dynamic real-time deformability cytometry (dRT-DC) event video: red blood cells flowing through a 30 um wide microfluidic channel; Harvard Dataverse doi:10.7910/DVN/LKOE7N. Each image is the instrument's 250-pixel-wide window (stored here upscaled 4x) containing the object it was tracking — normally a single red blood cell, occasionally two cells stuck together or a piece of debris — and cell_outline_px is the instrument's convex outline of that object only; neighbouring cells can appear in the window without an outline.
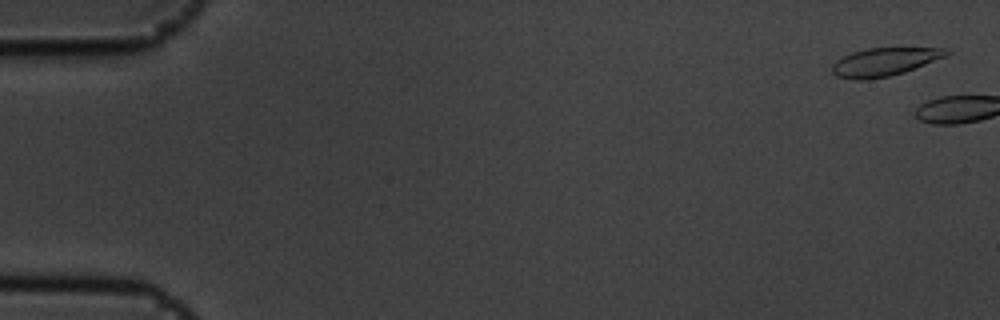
{"species": "common noctule bat (a hibernating species)", "species_latin": "Nyctalus noctula", "temperature_condition": "cold", "stored_images_in_passage": 3, "camera_frame_rate_fps": 3000, "um_per_image_px": 0.085, "animal": {"sex": "male", "body_mass_g": 19.5, "forearm_length_mm": 54.6}, "frame": {"image": 1, "passage_image": 1, "time_ms": 0.0, "image_size_px": [1000, 320], "cell_outline_px": [[952, 52], [948, 56], [904, 72], [888, 76], [860, 80], [856, 80], [836, 76], [832, 72], [832, 64], [836, 60], [852, 52], [868, 48], [944, 48]], "centroid_in_image_um": [75.19, 5.25], "position_along_channel_um": 9.8, "area_um2": 18.67}}